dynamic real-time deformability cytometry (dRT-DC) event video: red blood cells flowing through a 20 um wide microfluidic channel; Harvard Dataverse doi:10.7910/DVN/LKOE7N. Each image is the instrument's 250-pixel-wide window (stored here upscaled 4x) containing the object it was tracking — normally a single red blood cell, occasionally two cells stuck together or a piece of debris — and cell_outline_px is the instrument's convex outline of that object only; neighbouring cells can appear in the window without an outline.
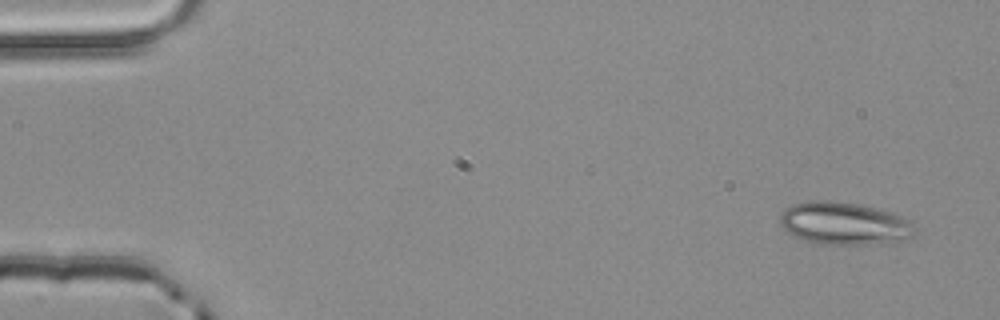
{"species": "common noctule bat (a hibernating species)", "species_latin": "Nyctalus noctula", "temperature_condition": "room temperature", "stored_images_in_passage": 3, "camera_frame_rate_fps": 3000, "um_per_image_px": 0.085, "animal": {"sex": "male", "body_mass_g": 20.4}, "frame": {"image": 1, "passage_image": 1, "time_ms": 0.0, "image_size_px": [1000, 320], "cell_outline_px": [[916, 232], [908, 240], [868, 244], [820, 244], [804, 240], [788, 232], [780, 224], [780, 216], [784, 208], [792, 204], [816, 200], [828, 200], [860, 204], [892, 212], [912, 220]], "centroid_in_image_um": [71.8, 18.99], "position_along_channel_um": 13.2, "area_um2": 33.7}}